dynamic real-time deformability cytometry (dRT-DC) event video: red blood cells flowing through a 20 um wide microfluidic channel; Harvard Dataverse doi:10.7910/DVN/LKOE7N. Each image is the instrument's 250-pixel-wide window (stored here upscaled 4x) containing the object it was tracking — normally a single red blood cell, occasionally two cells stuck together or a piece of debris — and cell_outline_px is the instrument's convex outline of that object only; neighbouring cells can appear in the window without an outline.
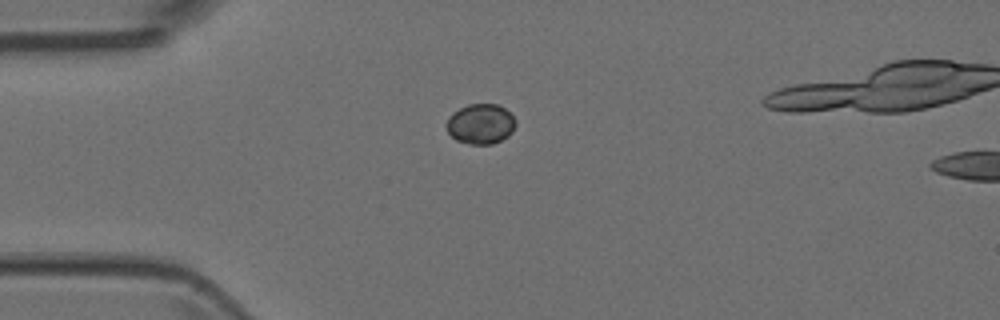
{"species": "Egyptian fruit bat (a non-hibernating species)", "species_latin": "Rousettus aegyptiacus", "temperature_condition": "room temperature", "stored_images_in_passage": 2, "camera_frame_rate_fps": 3000, "um_per_image_px": 0.085, "animal": {"sex": "female"}, "frame": {"image": 1, "passage_image": 1, "time_ms": 0.0, "image_size_px": [1000, 320], "cell_outline_px": [[516, 124], [512, 132], [508, 136], [492, 144], [472, 144], [456, 140], [448, 132], [448, 116], [452, 112], [468, 104], [500, 104], [516, 120]], "centroid_in_image_um": [40.87, 10.52], "position_along_channel_um": 44.1, "area_um2": 16.07}}